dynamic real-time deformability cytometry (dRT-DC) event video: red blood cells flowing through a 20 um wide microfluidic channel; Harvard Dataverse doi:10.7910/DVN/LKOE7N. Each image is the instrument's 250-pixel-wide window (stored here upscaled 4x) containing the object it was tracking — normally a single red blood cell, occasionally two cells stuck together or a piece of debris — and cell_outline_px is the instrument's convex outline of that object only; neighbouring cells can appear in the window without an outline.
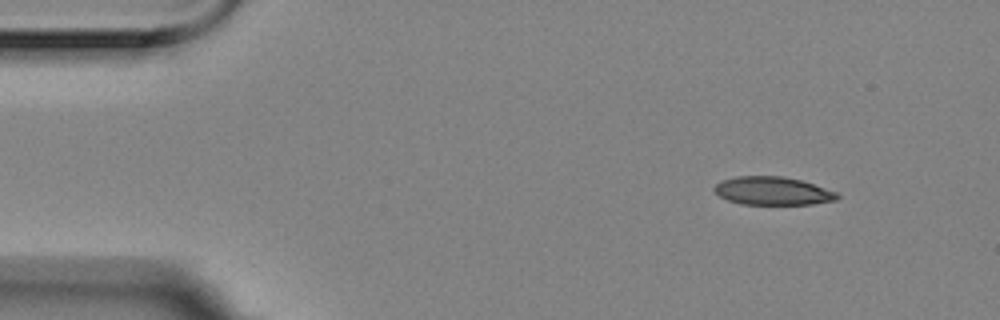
{"species": "Egyptian fruit bat (a non-hibernating species)", "species_latin": "Rousettus aegyptiacus", "temperature_condition": "room temperature", "stored_images_in_passage": 4, "camera_frame_rate_fps": 3000, "um_per_image_px": 0.085, "animal": {"sex": "female"}, "frame": {"image": 1, "passage_image": 1, "time_ms": 0.0, "image_size_px": [1000, 320], "cell_outline_px": [[840, 196], [836, 200], [812, 204], [740, 204], [728, 200], [720, 196], [712, 188], [720, 180], [736, 176], [780, 176], [800, 180], [836, 192]], "centroid_in_image_um": [65.63, 16.23], "position_along_channel_um": 19.4, "area_um2": 20.06}}
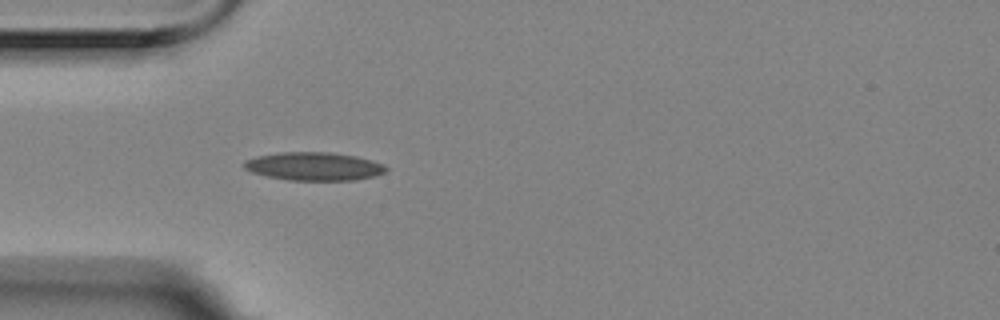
{"frame": {"image": 2, "passage_image": 4, "time_ms": 1.0, "image_size_px": [1000, 320], "cell_outline_px": [[388, 168], [384, 172], [376, 176], [352, 180], [288, 180], [268, 176], [252, 172], [244, 168], [244, 160], [256, 156], [276, 152], [332, 152], [356, 156], [372, 160], [384, 164]], "centroid_in_image_um": [26.69, 14.13], "position_along_channel_um": 58.3, "area_um2": 23.47}}